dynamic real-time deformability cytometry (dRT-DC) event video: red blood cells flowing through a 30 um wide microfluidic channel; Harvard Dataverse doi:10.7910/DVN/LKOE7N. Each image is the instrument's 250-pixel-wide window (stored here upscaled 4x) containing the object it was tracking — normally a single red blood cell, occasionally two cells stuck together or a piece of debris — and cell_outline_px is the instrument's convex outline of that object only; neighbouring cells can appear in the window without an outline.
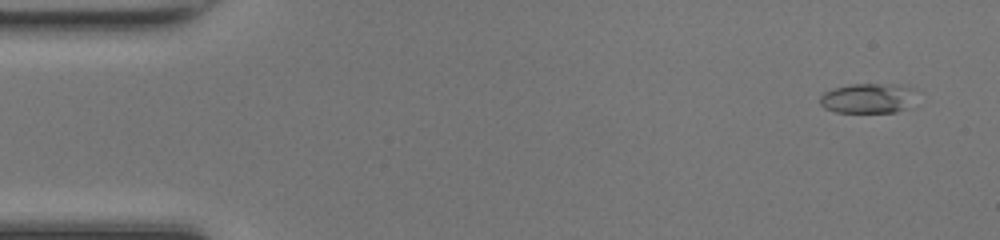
{"species": "common noctule bat (a hibernating species)", "species_latin": "Nyctalus noctula", "temperature_condition": "room temperature", "stored_images_in_passage": 48, "camera_frame_rate_fps": 3000, "um_per_image_px": 0.085, "animal": {"sex": "female", "body_mass_g": 17.0, "forearm_length_mm": 48.0}, "frame": {"image": 1, "passage_image": 3, "time_ms": 0.667, "image_size_px": [1000, 240], "cell_outline_px": [[912, 88], [904, 108], [896, 112], [836, 112], [824, 108], [820, 104], [820, 96], [824, 92], [832, 88], [852, 84], [892, 84]], "centroid_in_image_um": [73.6, 8.35], "position_along_channel_um": 11.4, "area_um2": 16.13}}
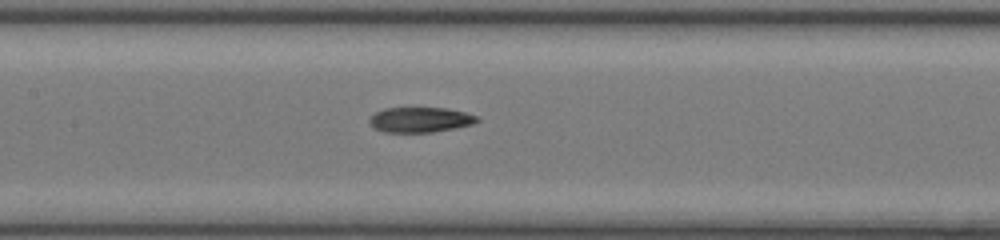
{"frame": {"image": 2, "passage_image": 23, "time_ms": 7.333, "image_size_px": [1000, 240], "cell_outline_px": [[480, 120], [472, 124], [456, 128], [432, 132], [384, 132], [372, 128], [368, 120], [376, 112], [384, 108], [448, 108], [480, 116]], "centroid_in_image_um": [35.73, 10.18], "position_along_channel_um": 171.7, "area_um2": 15.9}}
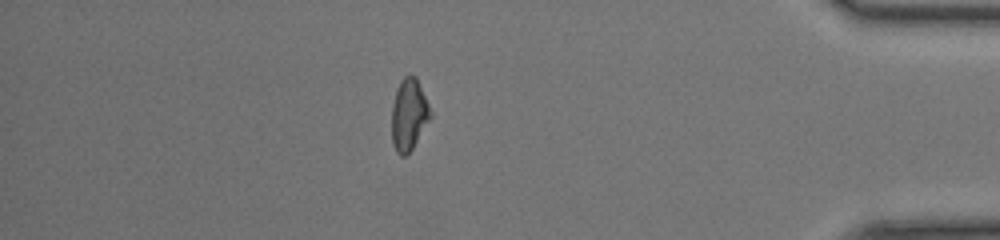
{"frame": {"image": 3, "passage_image": 42, "time_ms": 13.667, "image_size_px": [1000, 240], "cell_outline_px": [[432, 116], [412, 148], [404, 156], [400, 156], [396, 152], [392, 144], [392, 104], [396, 88], [400, 80], [404, 76], [416, 76], [432, 112]], "centroid_in_image_um": [34.74, 9.73], "position_along_channel_um": 400.5, "area_um2": 16.18}, "authors_computed_cell_mechanics": {"area_um2": 16.3285, "velocity_mm_per_s": 4.3195, "shape_relaxation_time_tau1_ms": 8.5622, "shape_relaxation_time_tau2_ms": 2.8337, "deformation_change_tau1": 0.2471, "deformation_change_tau2": 0.0846}}